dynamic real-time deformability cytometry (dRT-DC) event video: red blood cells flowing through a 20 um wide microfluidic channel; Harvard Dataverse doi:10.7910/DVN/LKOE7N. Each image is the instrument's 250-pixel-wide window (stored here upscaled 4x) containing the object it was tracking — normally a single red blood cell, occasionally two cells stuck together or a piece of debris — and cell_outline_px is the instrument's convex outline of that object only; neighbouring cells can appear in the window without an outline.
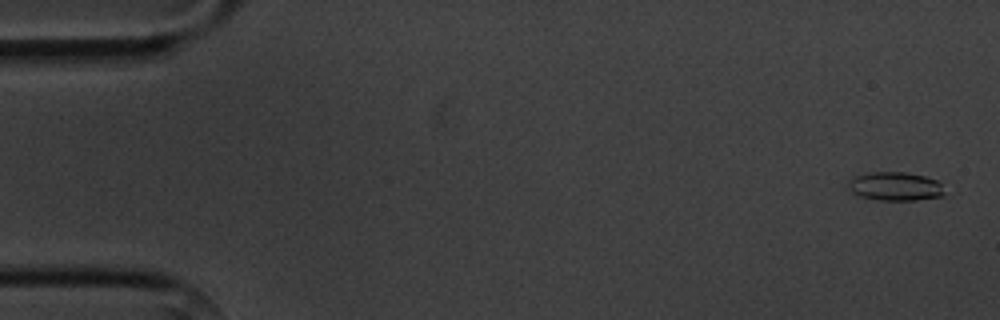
{"species": "common noctule bat (a hibernating species)", "species_latin": "Nyctalus noctula", "temperature_condition": "cold", "stored_images_in_passage": 5, "camera_frame_rate_fps": 3000, "um_per_image_px": 0.085, "animal": {"sex": "male", "body_mass_g": 20.1, "forearm_length_mm": 53.5}, "frame": {"image": 1, "passage_image": 1, "time_ms": 0.0, "image_size_px": [1000, 320], "cell_outline_px": [[944, 196], [916, 200], [880, 200], [860, 196], [852, 192], [848, 188], [848, 180], [852, 176], [872, 172], [904, 172], [924, 176], [936, 180], [940, 184], [944, 192]], "centroid_in_image_um": [76.06, 15.84], "position_along_channel_um": 8.9, "area_um2": 16.07}}